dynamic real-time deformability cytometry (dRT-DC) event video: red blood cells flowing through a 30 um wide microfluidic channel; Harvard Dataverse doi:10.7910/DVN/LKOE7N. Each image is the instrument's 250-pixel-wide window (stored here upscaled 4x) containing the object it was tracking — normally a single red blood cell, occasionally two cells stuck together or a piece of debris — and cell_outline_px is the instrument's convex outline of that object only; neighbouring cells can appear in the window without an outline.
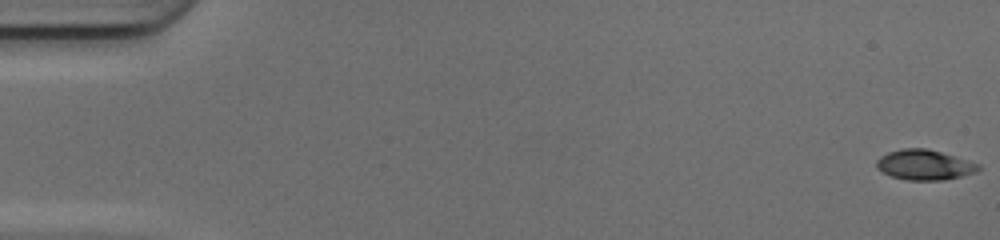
{"species": "common noctule bat (a hibernating species)", "species_latin": "Nyctalus noctula", "temperature_condition": "cold", "stored_images_in_passage": 50, "camera_frame_rate_fps": 3000, "um_per_image_px": 0.085, "animal": {"sex": "female", "body_mass_g": 17.0, "forearm_length_mm": 48.0}, "frame": {"image": 1, "passage_image": 1, "time_ms": 0.0, "image_size_px": [1000, 240], "cell_outline_px": [[980, 168], [972, 172], [960, 176], [944, 180], [908, 180], [892, 176], [876, 168], [876, 160], [880, 156], [888, 152], [904, 148], [924, 148], [940, 152], [980, 164]], "centroid_in_image_um": [78.53, 14.01], "position_along_channel_um": 6.5, "area_um2": 17.57}}
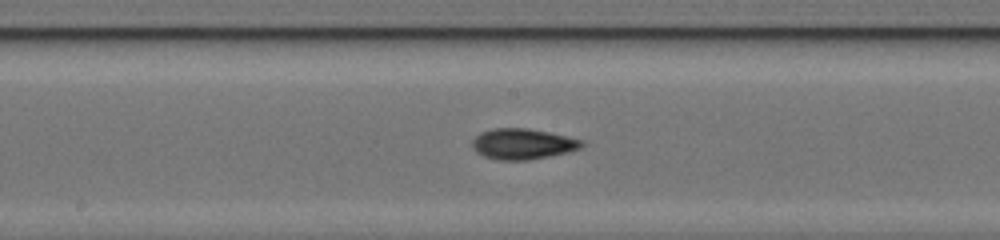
{"frame": {"image": 2, "passage_image": 27, "time_ms": 8.667, "image_size_px": [1000, 240], "cell_outline_px": [[584, 144], [580, 148], [548, 156], [528, 160], [496, 160], [484, 156], [476, 152], [472, 148], [472, 140], [480, 132], [492, 128], [528, 128], [548, 132], [584, 140]], "centroid_in_image_um": [44.38, 12.23], "position_along_channel_um": 203.8, "area_um2": 19.54}}
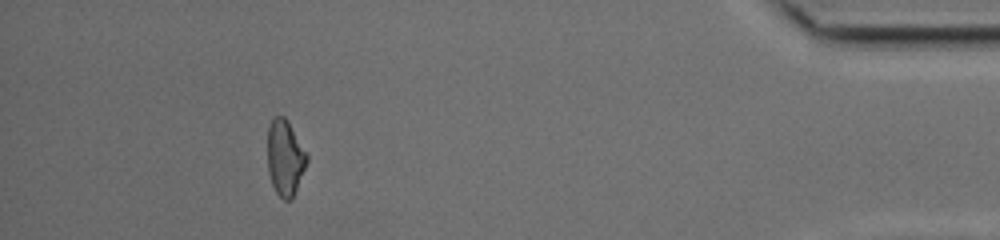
{"frame": {"image": 3, "passage_image": 46, "time_ms": 15.0, "image_size_px": [1000, 240], "cell_outline_px": [[308, 160], [292, 200], [284, 200], [276, 192], [272, 184], [268, 172], [268, 128], [272, 120], [276, 116], [284, 116], [288, 120], [308, 152]], "centroid_in_image_um": [24.25, 13.39], "position_along_channel_um": 410.9, "area_um2": 17.51}, "authors_computed_cell_mechanics": {"area_um2": 18.207, "velocity_mm_per_s": 4.2059, "shape_relaxation_time_tau1_ms": 4.4569, "shape_relaxation_time_tau2_ms": 2.4111, "deformation_change_tau1": 0.143, "deformation_change_tau2": 0.0836}}